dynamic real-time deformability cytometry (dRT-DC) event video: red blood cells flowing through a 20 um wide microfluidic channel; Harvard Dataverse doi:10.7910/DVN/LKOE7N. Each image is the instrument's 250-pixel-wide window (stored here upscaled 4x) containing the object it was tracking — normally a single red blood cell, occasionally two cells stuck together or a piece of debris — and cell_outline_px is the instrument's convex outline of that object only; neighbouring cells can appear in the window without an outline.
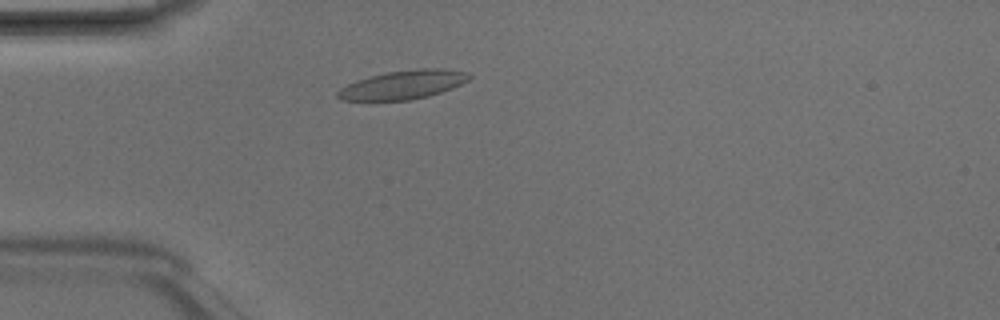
{"species": "Egyptian fruit bat (a non-hibernating species)", "species_latin": "Rousettus aegyptiacus", "temperature_condition": "room temperature", "stored_images_in_passage": 3, "camera_frame_rate_fps": 3000, "um_per_image_px": 0.085, "animal": {"sex": "male"}, "frame": {"image": 1, "passage_image": 3, "time_ms": 0.667, "image_size_px": [1000, 320], "cell_outline_px": [[472, 76], [468, 80], [452, 88], [428, 96], [412, 100], [340, 100], [336, 96], [336, 92], [340, 88], [348, 84], [368, 76], [388, 72], [420, 68], [440, 68], [464, 72]], "centroid_in_image_um": [34.23, 7.21], "position_along_channel_um": 50.8, "area_um2": 21.85}}